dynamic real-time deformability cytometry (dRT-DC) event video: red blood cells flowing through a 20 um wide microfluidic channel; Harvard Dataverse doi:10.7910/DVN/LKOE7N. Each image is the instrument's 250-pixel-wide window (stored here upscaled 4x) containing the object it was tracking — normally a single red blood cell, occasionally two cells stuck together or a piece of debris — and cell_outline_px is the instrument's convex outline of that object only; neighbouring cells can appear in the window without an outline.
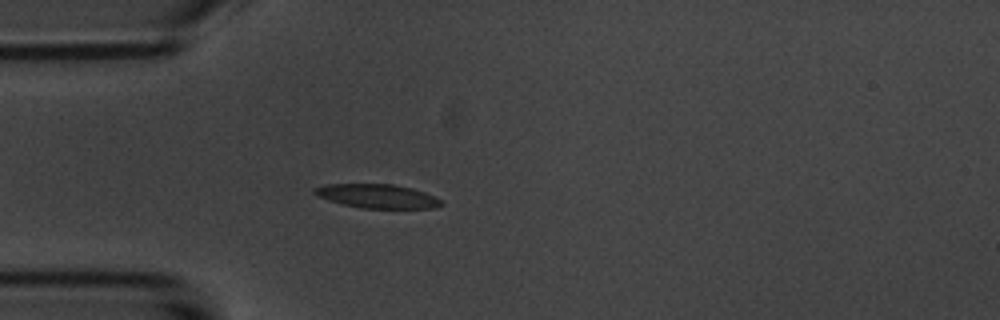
{"species": "common noctule bat (a hibernating species)", "species_latin": "Nyctalus noctula", "temperature_condition": "room temperature", "stored_images_in_passage": 4, "camera_frame_rate_fps": 3000, "um_per_image_px": 0.085, "animal": {"sex": "male", "body_mass_g": 20.1, "forearm_length_mm": 53.5}, "frame": {"image": 1, "passage_image": 4, "time_ms": 3.333, "image_size_px": [1000, 320], "cell_outline_px": [[444, 204], [436, 208], [364, 208], [344, 204], [328, 200], [312, 192], [312, 188], [328, 184], [392, 184], [412, 188], [424, 192], [444, 200]], "centroid_in_image_um": [32.12, 16.67], "position_along_channel_um": 52.9, "area_um2": 17.63}}